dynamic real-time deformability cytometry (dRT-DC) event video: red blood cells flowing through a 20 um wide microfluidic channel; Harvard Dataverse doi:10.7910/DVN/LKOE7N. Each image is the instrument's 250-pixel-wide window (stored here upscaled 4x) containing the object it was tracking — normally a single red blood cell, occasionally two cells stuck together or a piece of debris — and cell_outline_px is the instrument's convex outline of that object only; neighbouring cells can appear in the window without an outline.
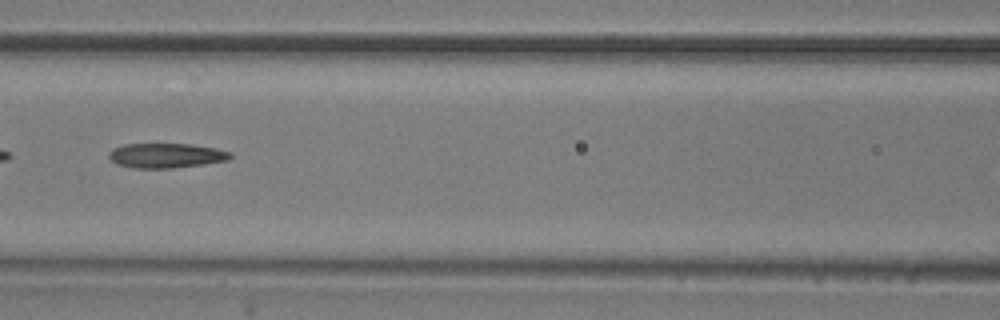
{"species": "common noctule bat (a hibernating species)", "species_latin": "Nyctalus noctula", "temperature_condition": "room temperature", "stored_images_in_passage": 44, "camera_frame_rate_fps": 3000, "um_per_image_px": 0.085, "animal": {"sex": "male", "body_mass_g": 20.5, "forearm_length_mm": 52.5}, "frame": {"image": 1, "passage_image": 13, "time_ms": 4.0, "image_size_px": [1000, 320], "cell_outline_px": [[232, 156], [228, 160], [204, 164], [172, 168], [132, 168], [116, 164], [108, 156], [108, 152], [112, 148], [124, 144], [188, 144], [216, 148], [232, 152]], "centroid_in_image_um": [14.1, 13.22], "position_along_channel_um": 152.5, "area_um2": 17.57}}
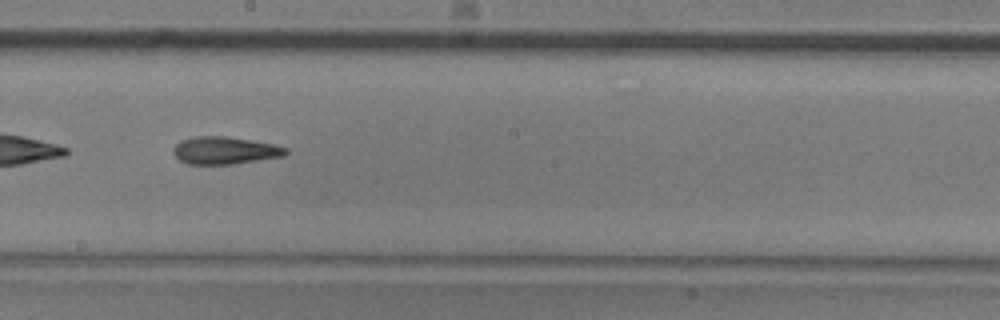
{"frame": {"image": 2, "passage_image": 19, "time_ms": 6.0, "image_size_px": [1000, 320], "cell_outline_px": [[288, 152], [284, 156], [232, 164], [188, 164], [180, 160], [172, 152], [172, 148], [180, 140], [196, 136], [224, 136], [272, 144], [288, 148]], "centroid_in_image_um": [19.08, 12.79], "position_along_channel_um": 229.1, "area_um2": 17.86}}
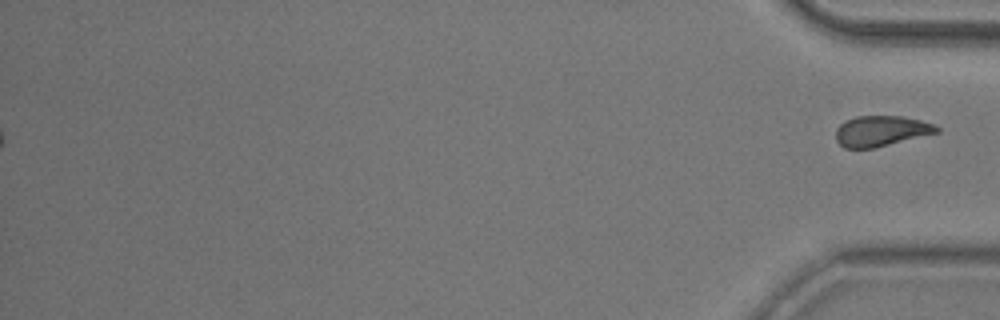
{"frame": {"image": 3, "passage_image": 44, "time_ms": 14.333, "image_size_px": [1000, 320], "cell_outline_px": [[940, 132], [872, 148], [844, 148], [836, 140], [836, 128], [844, 120], [856, 116], [900, 116], [920, 120], [936, 124], [940, 128]], "centroid_in_image_um": [74.89, 11.12], "position_along_channel_um": 360.3, "area_um2": 17.98}}